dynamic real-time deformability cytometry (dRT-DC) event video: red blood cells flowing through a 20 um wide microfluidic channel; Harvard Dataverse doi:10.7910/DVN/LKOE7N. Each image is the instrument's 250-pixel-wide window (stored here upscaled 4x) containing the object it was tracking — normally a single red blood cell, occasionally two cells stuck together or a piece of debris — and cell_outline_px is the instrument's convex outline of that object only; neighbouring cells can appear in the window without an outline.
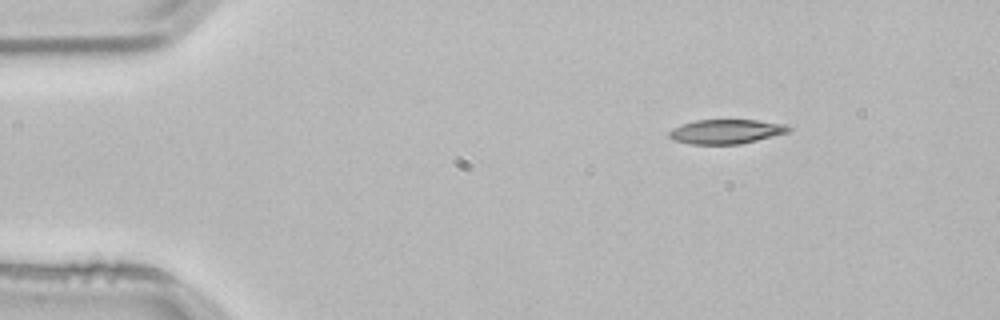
{"species": "common noctule bat (a hibernating species)", "species_latin": "Nyctalus noctula", "temperature_condition": "room temperature", "stored_images_in_passage": 3, "camera_frame_rate_fps": 3000, "um_per_image_px": 0.085, "animal": {"sex": "male", "body_mass_g": 21.5, "forearm_length_mm": 52.0}, "frame": {"image": 1, "passage_image": 1, "time_ms": 0.0, "image_size_px": [1000, 320], "cell_outline_px": [[792, 128], [788, 132], [740, 144], [692, 144], [672, 140], [668, 136], [668, 132], [672, 128], [696, 120], [756, 120], [784, 124]], "centroid_in_image_um": [61.68, 11.18], "position_along_channel_um": 23.3, "area_um2": 16.82}}
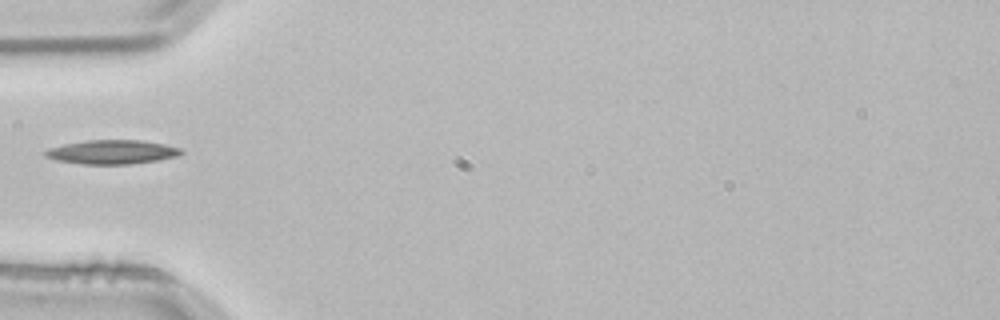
{"frame": {"image": 2, "passage_image": 3, "time_ms": 0.667, "image_size_px": [1000, 320], "cell_outline_px": [[184, 152], [176, 156], [156, 160], [132, 164], [84, 164], [56, 160], [44, 156], [44, 152], [48, 148], [64, 144], [88, 140], [140, 140], [164, 144], [180, 148]], "centroid_in_image_um": [9.5, 12.92], "position_along_channel_um": 75.5, "area_um2": 18.9}}